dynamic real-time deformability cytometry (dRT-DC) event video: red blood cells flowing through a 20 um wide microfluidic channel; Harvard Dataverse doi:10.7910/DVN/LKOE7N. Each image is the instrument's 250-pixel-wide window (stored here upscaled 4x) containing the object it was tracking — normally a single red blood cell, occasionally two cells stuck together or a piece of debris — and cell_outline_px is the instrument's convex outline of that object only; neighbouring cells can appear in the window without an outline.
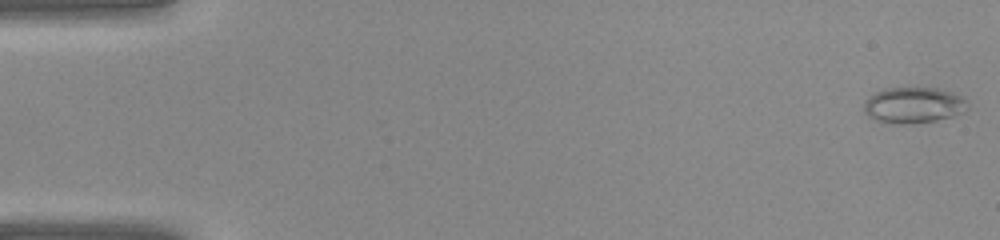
{"species": "common noctule bat (a hibernating species)", "species_latin": "Nyctalus noctula", "temperature_condition": "warm", "stored_images_in_passage": 38, "camera_frame_rate_fps": 3000, "um_per_image_px": 0.085, "animal": {"sex": "female", "body_mass_g": 22.0, "forearm_length_mm": 56.7}, "frame": {"image": 1, "passage_image": 1, "time_ms": 0.0, "image_size_px": [1000, 240], "cell_outline_px": [[964, 100], [956, 112], [952, 116], [936, 120], [904, 124], [892, 124], [876, 120], [868, 116], [864, 112], [864, 100], [868, 96], [884, 88], [936, 88], [960, 96]], "centroid_in_image_um": [77.45, 8.94], "position_along_channel_um": 7.5, "area_um2": 20.92}}
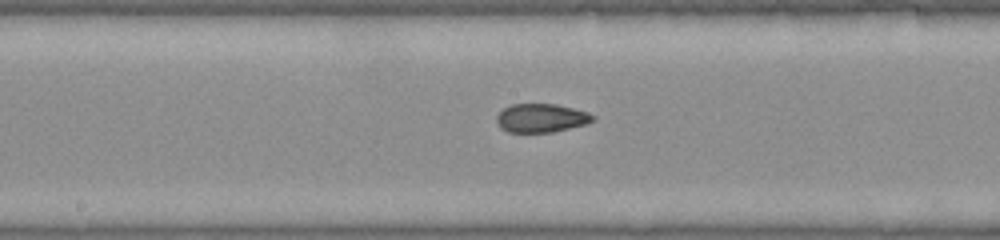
{"frame": {"image": 2, "passage_image": 21, "time_ms": 6.667, "image_size_px": [1000, 240], "cell_outline_px": [[596, 116], [588, 124], [552, 132], [508, 132], [500, 128], [496, 120], [496, 116], [504, 108], [512, 104], [556, 104], [588, 112]], "centroid_in_image_um": [46.0, 10.03], "position_along_channel_um": 202.2, "area_um2": 16.07}}
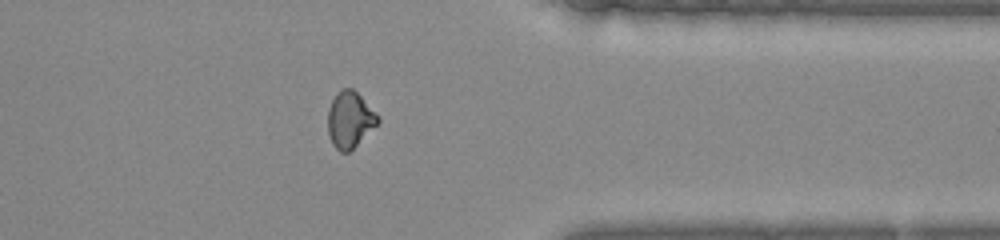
{"frame": {"image": 3, "passage_image": 32, "time_ms": 10.333, "image_size_px": [1000, 240], "cell_outline_px": [[380, 120], [348, 152], [340, 152], [332, 144], [328, 132], [328, 108], [332, 100], [344, 88], [352, 88], [380, 116]], "centroid_in_image_um": [29.72, 10.17], "position_along_channel_um": 381.7, "area_um2": 15.9}}